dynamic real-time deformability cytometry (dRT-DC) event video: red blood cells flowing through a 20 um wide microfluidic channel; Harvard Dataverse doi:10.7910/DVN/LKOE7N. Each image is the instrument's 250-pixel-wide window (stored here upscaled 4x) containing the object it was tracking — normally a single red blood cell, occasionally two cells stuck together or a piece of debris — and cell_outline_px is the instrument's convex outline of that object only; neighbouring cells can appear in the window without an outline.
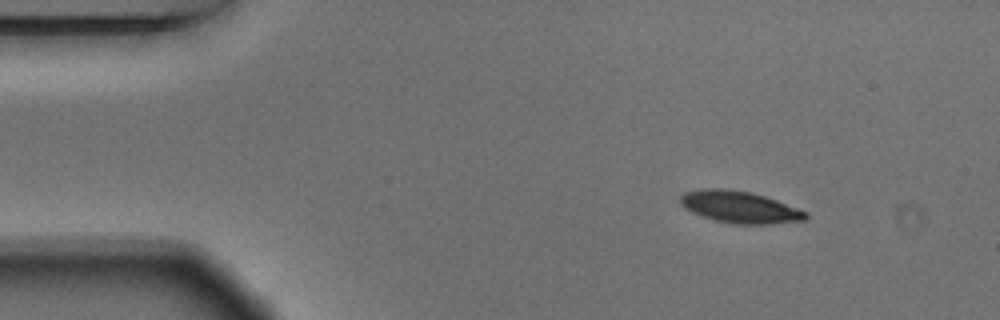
{"species": "Egyptian fruit bat (a non-hibernating species)", "species_latin": "Rousettus aegyptiacus", "temperature_condition": "warm", "stored_images_in_passage": 3, "camera_frame_rate_fps": 3000, "um_per_image_px": 0.085, "animal": {"sex": "male"}, "frame": {"image": 1, "passage_image": 1, "time_ms": 0.0, "image_size_px": [1000, 320], "cell_outline_px": [[808, 216], [804, 220], [772, 224], [732, 224], [716, 220], [692, 212], [684, 208], [680, 204], [680, 196], [684, 192], [704, 188], [724, 188], [752, 192], [776, 200], [808, 212]], "centroid_in_image_um": [62.86, 17.59], "position_along_channel_um": 22.1, "area_um2": 23.29}}
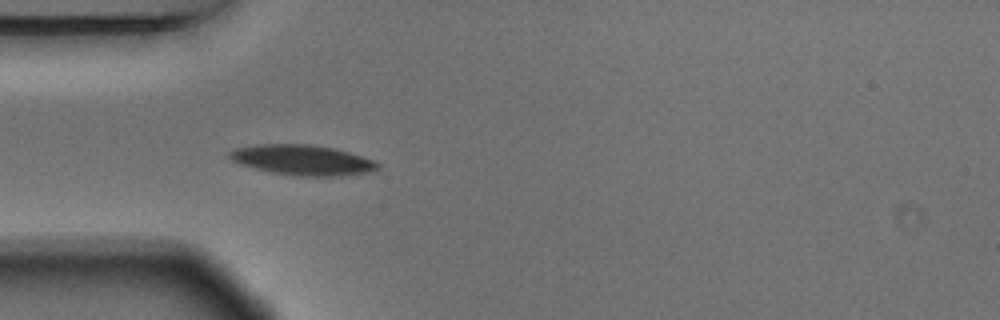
{"frame": {"image": 2, "passage_image": 3, "time_ms": 0.667, "image_size_px": [1000, 320], "cell_outline_px": [[380, 168], [372, 172], [340, 176], [296, 176], [256, 168], [240, 164], [232, 160], [228, 156], [228, 152], [232, 148], [256, 144], [308, 144], [332, 148], [348, 152], [372, 160], [380, 164]], "centroid_in_image_um": [25.7, 13.6], "position_along_channel_um": 59.3, "area_um2": 26.01}}